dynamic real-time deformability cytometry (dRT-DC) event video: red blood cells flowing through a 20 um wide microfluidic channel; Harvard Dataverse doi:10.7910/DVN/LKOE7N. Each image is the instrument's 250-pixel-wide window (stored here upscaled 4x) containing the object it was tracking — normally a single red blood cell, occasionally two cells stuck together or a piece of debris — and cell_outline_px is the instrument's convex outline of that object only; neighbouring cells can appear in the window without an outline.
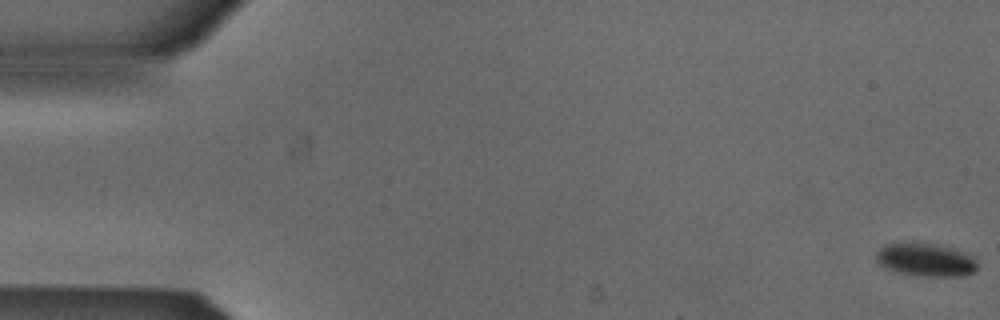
{"species": "Egyptian fruit bat (a non-hibernating species)", "species_latin": "Rousettus aegyptiacus", "temperature_condition": "cold", "stored_images_in_passage": 5, "camera_frame_rate_fps": 3000, "um_per_image_px": 0.085, "animal": {"sex": "male"}, "frame": {"image": 1, "passage_image": 1, "time_ms": 0.0, "image_size_px": [1000, 320], "cell_outline_px": [[976, 268], [972, 272], [964, 276], [920, 276], [900, 272], [884, 268], [876, 260], [876, 252], [884, 244], [904, 240], [932, 244], [952, 248], [972, 256], [976, 260]], "centroid_in_image_um": [78.61, 22.05], "position_along_channel_um": 6.4, "area_um2": 19.77}}
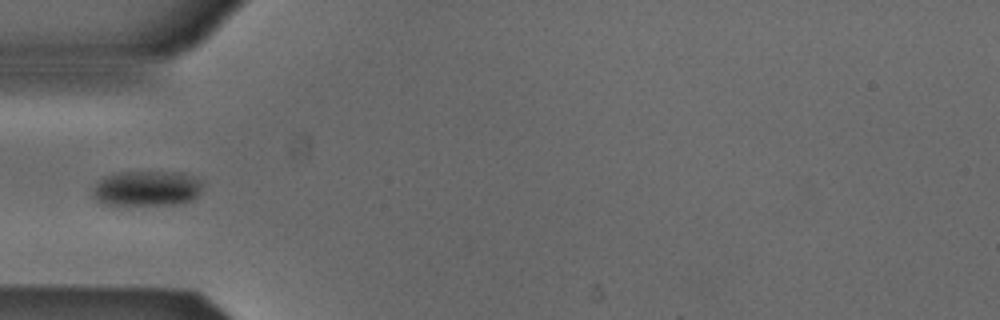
{"frame": {"image": 2, "passage_image": 5, "time_ms": 1.333, "image_size_px": [1000, 320], "cell_outline_px": [[200, 192], [192, 200], [184, 204], [116, 208], [100, 204], [92, 196], [92, 188], [100, 180], [108, 176], [120, 172], [184, 172], [196, 180], [200, 184]], "centroid_in_image_um": [12.38, 16.1], "position_along_channel_um": 72.6, "area_um2": 23.52}}